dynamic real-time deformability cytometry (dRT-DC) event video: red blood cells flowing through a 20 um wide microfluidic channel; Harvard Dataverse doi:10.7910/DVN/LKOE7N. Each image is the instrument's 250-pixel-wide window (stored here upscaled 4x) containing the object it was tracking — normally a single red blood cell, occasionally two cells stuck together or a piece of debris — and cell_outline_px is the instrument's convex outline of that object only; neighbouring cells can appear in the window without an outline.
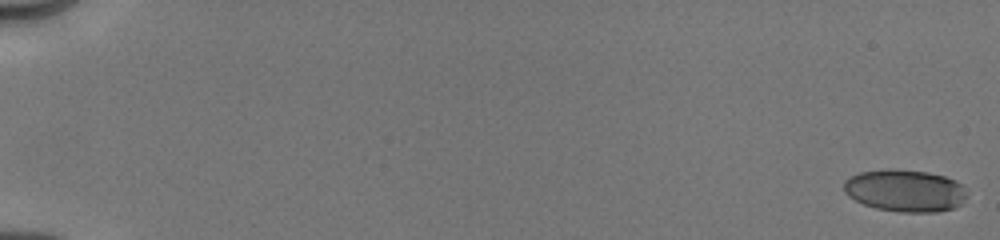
{"species": "human", "species_latin": "Homo sapiens", "temperature_condition": "cold", "stored_images_in_passage": 34, "camera_frame_rate_fps": 3000, "um_per_image_px": 0.085, "donor": {"sex": "male"}, "frame": {"image": 1, "passage_image": 1, "time_ms": 0.0, "image_size_px": [1000, 240], "cell_outline_px": [[968, 196], [960, 204], [952, 208], [936, 212], [900, 212], [876, 208], [864, 204], [848, 196], [844, 192], [844, 180], [860, 172], [888, 168], [892, 168], [928, 172], [944, 176], [956, 180], [960, 184]], "centroid_in_image_um": [76.92, 16.19], "position_along_channel_um": 8.1, "area_um2": 30.29}}
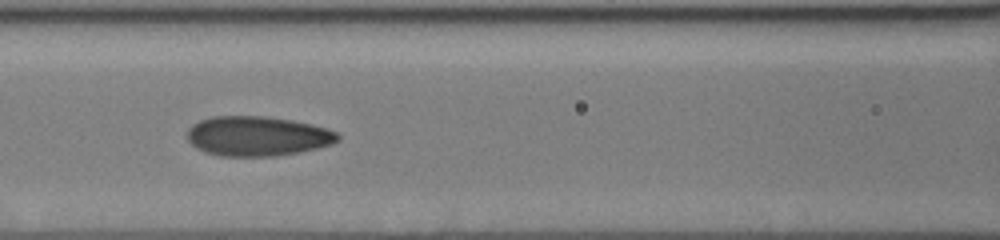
{"frame": {"image": 2, "passage_image": 20, "time_ms": 8.333, "image_size_px": [1000, 240], "cell_outline_px": [[340, 140], [332, 144], [300, 152], [276, 156], [220, 156], [204, 152], [196, 148], [184, 136], [188, 128], [192, 124], [200, 120], [212, 116], [264, 116], [292, 120], [312, 124], [336, 132], [340, 136]], "centroid_in_image_um": [21.84, 11.57], "position_along_channel_um": 144.8, "area_um2": 35.14}}
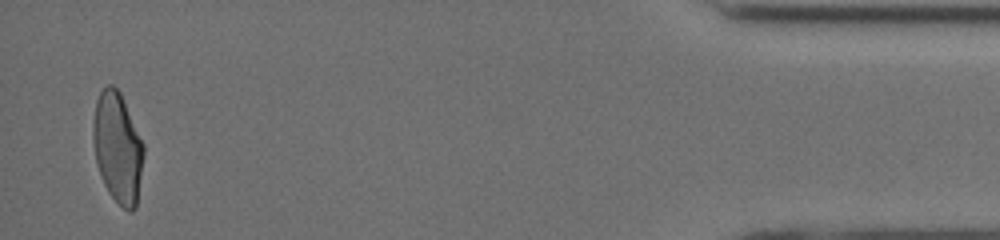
{"frame": {"image": 3, "passage_image": 34, "time_ms": 17.0, "image_size_px": [1000, 240], "cell_outline_px": [[144, 156], [136, 208], [132, 212], [128, 212], [108, 192], [100, 176], [96, 164], [92, 140], [92, 120], [96, 100], [100, 92], [108, 84], [112, 84], [120, 92], [144, 144]], "centroid_in_image_um": [9.98, 12.55], "position_along_channel_um": 425.2, "area_um2": 32.83}, "authors_computed_cell_mechanics": {"area_um2": 33.235, "velocity_mm_per_s": 4.0349, "shape_relaxation_time_tau1_ms": 6.1563, "shape_relaxation_time_tau2_ms": 1.1034, "deformation_change_tau1": 0.1944, "deformation_change_tau2": 0.0601}}